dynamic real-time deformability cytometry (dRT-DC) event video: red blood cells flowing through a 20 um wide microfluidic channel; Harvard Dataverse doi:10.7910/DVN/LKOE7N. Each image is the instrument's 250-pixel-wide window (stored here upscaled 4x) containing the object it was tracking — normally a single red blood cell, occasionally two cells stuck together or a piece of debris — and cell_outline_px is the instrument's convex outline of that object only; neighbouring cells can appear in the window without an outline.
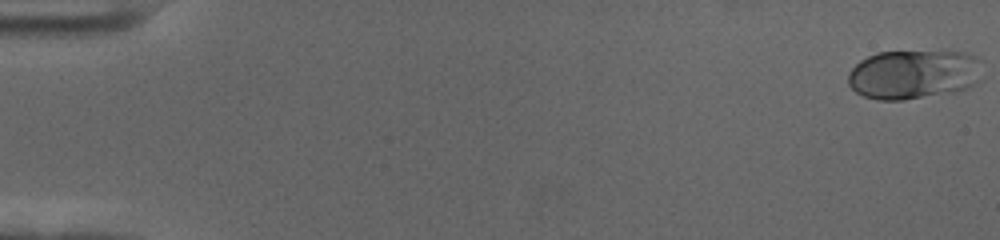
{"species": "human", "species_latin": "Homo sapiens", "temperature_condition": "cold", "stored_images_in_passage": 58, "camera_frame_rate_fps": 3000, "um_per_image_px": 0.085, "donor": {"sex": "female"}, "frame": {"image": 1, "passage_image": 1, "time_ms": 0.0, "image_size_px": [1000, 240], "cell_outline_px": [[984, 80], [968, 88], [956, 92], [904, 100], [876, 100], [864, 96], [856, 92], [848, 84], [848, 72], [860, 60], [876, 52], [968, 52], [972, 56]], "centroid_in_image_um": [77.63, 6.35], "position_along_channel_um": 7.4, "area_um2": 38.61}}
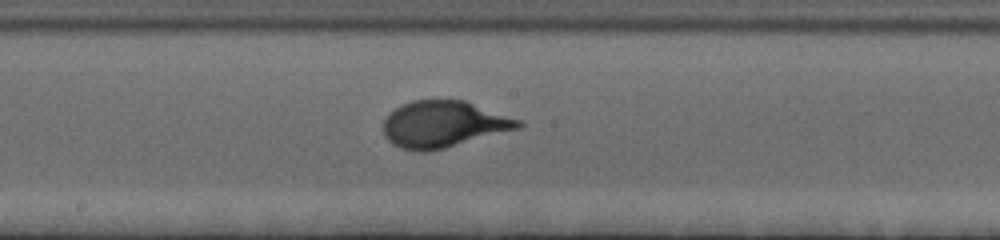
{"frame": {"image": 2, "passage_image": 32, "time_ms": 10.333, "image_size_px": [1000, 240], "cell_outline_px": [[524, 124], [520, 128], [444, 148], [428, 152], [416, 152], [400, 148], [392, 144], [384, 136], [384, 120], [400, 104], [412, 100], [464, 100], [520, 120]], "centroid_in_image_um": [37.67, 10.57], "position_along_channel_um": 210.5, "area_um2": 36.41}}
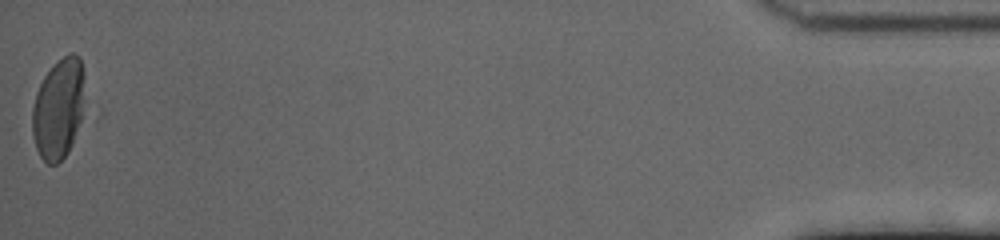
{"frame": {"image": 3, "passage_image": 58, "time_ms": 19.0, "image_size_px": [1000, 240], "cell_outline_px": [[88, 116], [68, 152], [56, 164], [48, 164], [40, 156], [36, 148], [32, 136], [32, 108], [36, 92], [44, 76], [68, 52], [76, 52], [80, 56], [84, 72], [88, 112]], "centroid_in_image_um": [5.08, 9.24], "position_along_channel_um": 430.1, "area_um2": 32.37}, "authors_computed_cell_mechanics": {"area_um2": 35.5181, "velocity_mm_per_s": 3.5366, "shape_relaxation_time_tau1_ms": 4.1366, "shape_relaxation_time_tau2_ms": null, "deformation_change_tau1": 0.1788, "deformation_change_tau2": null}}